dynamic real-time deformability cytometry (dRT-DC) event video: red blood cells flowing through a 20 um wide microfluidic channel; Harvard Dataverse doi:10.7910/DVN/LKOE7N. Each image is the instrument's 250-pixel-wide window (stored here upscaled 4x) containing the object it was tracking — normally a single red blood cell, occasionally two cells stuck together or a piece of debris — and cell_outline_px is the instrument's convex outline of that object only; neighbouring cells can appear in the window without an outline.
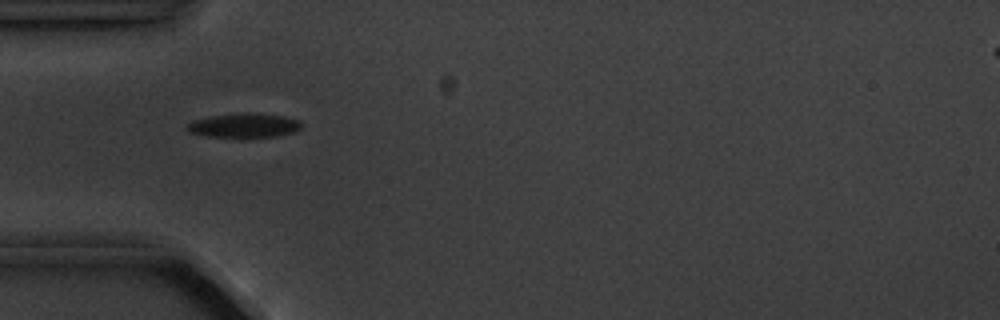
{"species": "common noctule bat (a hibernating species)", "species_latin": "Nyctalus noctula", "temperature_condition": "cold", "stored_images_in_passage": 6, "camera_frame_rate_fps": 3000, "um_per_image_px": 0.085, "animal": {"sex": "male", "body_mass_g": 20.1, "forearm_length_mm": 53.5}, "frame": {"image": 1, "passage_image": 5, "time_ms": 5.333, "image_size_px": [1000, 320], "cell_outline_px": [[300, 128], [292, 132], [276, 136], [208, 136], [192, 132], [184, 128], [192, 120], [212, 116], [240, 112], [256, 112], [284, 116], [300, 120]], "centroid_in_image_um": [20.75, 10.62], "position_along_channel_um": 64.3, "area_um2": 15.9}}